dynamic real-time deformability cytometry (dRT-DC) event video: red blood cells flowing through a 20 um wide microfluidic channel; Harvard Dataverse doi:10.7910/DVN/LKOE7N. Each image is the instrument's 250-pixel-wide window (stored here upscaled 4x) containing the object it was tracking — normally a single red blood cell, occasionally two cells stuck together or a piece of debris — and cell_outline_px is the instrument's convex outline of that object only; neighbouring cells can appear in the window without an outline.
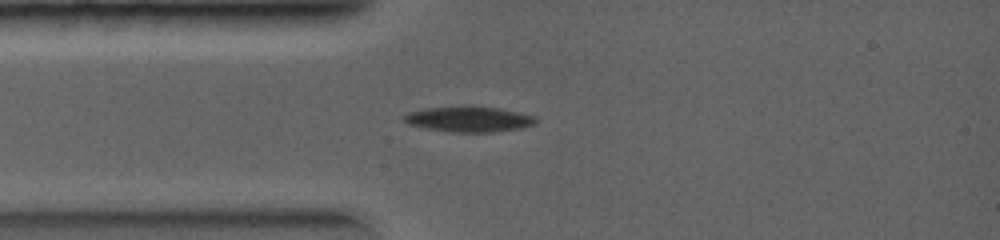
{"species": "common noctule bat (a hibernating species)", "species_latin": "Nyctalus noctula", "temperature_condition": "warm", "stored_images_in_passage": 7, "camera_frame_rate_fps": 5000, "um_per_image_px": 0.085, "animal": {"sex": "female", "body_mass_g": 19.0, "forearm_length_mm": 56.7}, "frame": {"image": 1, "passage_image": 3, "time_ms": 1.2, "image_size_px": [1000, 240], "cell_outline_px": [[540, 120], [536, 124], [520, 128], [492, 132], [448, 132], [408, 124], [404, 120], [404, 116], [408, 112], [424, 108], [460, 104], [472, 104], [500, 108], [536, 116]], "centroid_in_image_um": [39.89, 10.09], "position_along_channel_um": 45.1, "area_um2": 20.29}}